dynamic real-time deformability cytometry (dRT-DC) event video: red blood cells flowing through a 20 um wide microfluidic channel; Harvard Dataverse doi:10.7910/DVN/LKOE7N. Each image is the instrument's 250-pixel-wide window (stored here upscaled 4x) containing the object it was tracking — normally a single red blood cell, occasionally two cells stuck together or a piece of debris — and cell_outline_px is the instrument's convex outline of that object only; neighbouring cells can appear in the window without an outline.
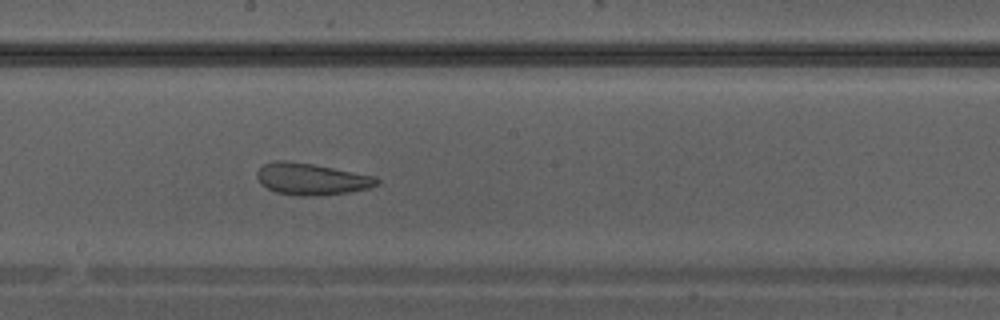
{"species": "Egyptian fruit bat (a non-hibernating species)", "species_latin": "Rousettus aegyptiacus", "temperature_condition": "warm", "stored_images_in_passage": 29, "camera_frame_rate_fps": 3000, "um_per_image_px": 0.085, "animal": {"sex": "male"}, "frame": {"image": 1, "passage_image": 13, "time_ms": 4.0, "image_size_px": [1000, 320], "cell_outline_px": [[380, 184], [368, 188], [348, 192], [316, 196], [296, 196], [276, 192], [260, 184], [256, 176], [256, 172], [264, 164], [280, 160], [284, 160], [312, 164], [376, 176], [380, 180]], "centroid_in_image_um": [26.48, 15.23], "position_along_channel_um": 221.7, "area_um2": 22.14}}